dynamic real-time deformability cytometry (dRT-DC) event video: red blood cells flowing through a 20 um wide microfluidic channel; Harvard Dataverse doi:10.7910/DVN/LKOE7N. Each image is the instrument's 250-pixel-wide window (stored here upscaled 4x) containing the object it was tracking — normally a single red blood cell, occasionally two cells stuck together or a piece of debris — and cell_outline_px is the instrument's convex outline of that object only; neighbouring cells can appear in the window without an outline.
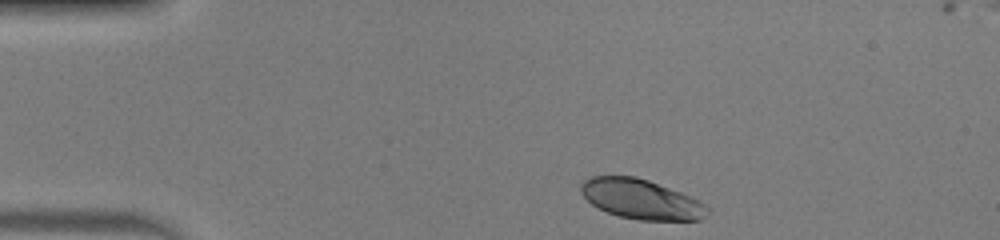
{"species": "human", "species_latin": "Homo sapiens", "temperature_condition": "warm", "stored_images_in_passage": 42, "camera_frame_rate_fps": 3000, "um_per_image_px": 0.085, "donor": {"sex": "male"}, "frame": {"image": 1, "passage_image": 1, "time_ms": 0.0, "image_size_px": [1000, 240], "cell_outline_px": [[708, 208], [704, 216], [700, 220], [636, 220], [620, 216], [608, 212], [592, 204], [580, 192], [580, 184], [584, 180], [592, 176], [636, 176], [648, 180], [680, 192], [700, 200]], "centroid_in_image_um": [54.47, 16.92], "position_along_channel_um": 30.5, "area_um2": 29.07}}
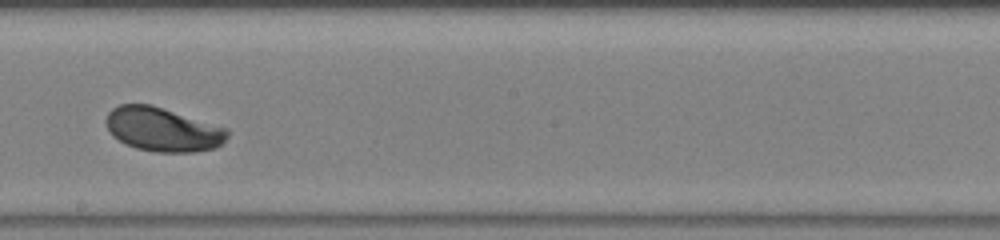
{"frame": {"image": 2, "passage_image": 21, "time_ms": 6.667, "image_size_px": [1000, 240], "cell_outline_px": [[228, 136], [216, 148], [196, 152], [156, 152], [136, 148], [112, 136], [108, 132], [104, 120], [108, 112], [112, 108], [120, 104], [152, 104], [228, 128]], "centroid_in_image_um": [13.81, 10.99], "position_along_channel_um": 234.4, "area_um2": 31.33}}
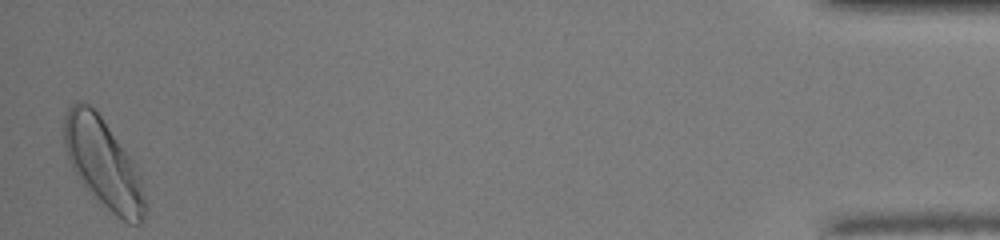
{"frame": {"image": 3, "passage_image": 42, "time_ms": 13.667, "image_size_px": [1000, 240], "cell_outline_px": [[148, 208], [140, 224], [128, 224], [116, 216], [88, 192], [72, 168], [64, 144], [64, 112], [76, 100], [88, 104], [100, 116], [128, 156], [136, 168], [140, 176], [148, 204]], "centroid_in_image_um": [8.78, 13.95], "position_along_channel_um": 426.4, "area_um2": 41.67}, "authors_computed_cell_mechanics": {"area_um2": 31.3854, "velocity_mm_per_s": 4.0168, "shape_relaxation_time_tau1_ms": 2.3467, "shape_relaxation_time_tau2_ms": null, "deformation_change_tau1": 0.1424, "deformation_change_tau2": null}}